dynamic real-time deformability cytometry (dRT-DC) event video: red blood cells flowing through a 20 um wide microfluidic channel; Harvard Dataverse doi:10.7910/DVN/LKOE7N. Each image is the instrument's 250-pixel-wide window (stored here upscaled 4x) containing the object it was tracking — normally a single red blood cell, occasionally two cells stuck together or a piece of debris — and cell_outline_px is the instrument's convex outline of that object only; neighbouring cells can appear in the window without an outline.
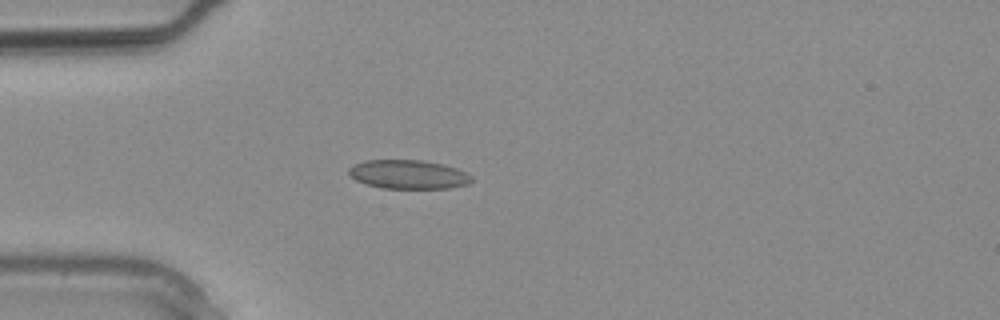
{"species": "common noctule bat (a hibernating species)", "species_latin": "Nyctalus noctula", "temperature_condition": "warm", "stored_images_in_passage": 1, "camera_frame_rate_fps": 3000, "um_per_image_px": 0.085, "animal": {"sex": "male", "body_mass_g": 20.4}, "frame": {"image": 1, "passage_image": 1, "time_ms": 0.0, "image_size_px": [1000, 320], "cell_outline_px": [[472, 180], [468, 184], [448, 188], [380, 188], [356, 180], [348, 172], [348, 168], [352, 164], [364, 160], [424, 160], [444, 164], [456, 168], [472, 176]], "centroid_in_image_um": [34.69, 14.81], "position_along_channel_um": 50.3, "area_um2": 20.69}}